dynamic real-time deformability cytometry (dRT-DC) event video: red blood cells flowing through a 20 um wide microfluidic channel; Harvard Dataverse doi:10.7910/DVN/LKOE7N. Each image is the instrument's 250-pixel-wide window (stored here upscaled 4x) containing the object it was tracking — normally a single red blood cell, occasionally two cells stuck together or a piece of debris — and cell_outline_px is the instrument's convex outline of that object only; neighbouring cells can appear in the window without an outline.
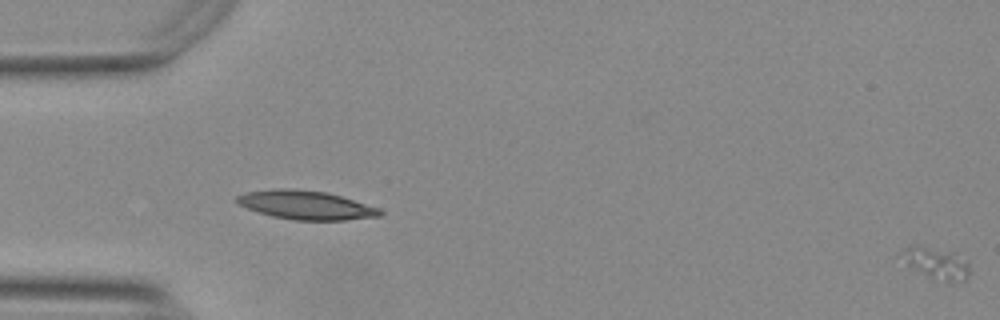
{"species": "Egyptian fruit bat (a non-hibernating species)", "species_latin": "Rousettus aegyptiacus", "temperature_condition": "warm", "stored_images_in_passage": 12, "segment_of_instrument_passage": [2, 2], "camera_frame_rate_fps": 3000, "um_per_image_px": 0.085, "animal": {"sex": "female"}, "frame": {"image": 1, "passage_image": 12, "time_ms": 3.667, "image_size_px": [1000, 320], "cell_outline_px": [[968, 276], [964, 280], [944, 280], [924, 276], [908, 264], [904, 252], [908, 248], [924, 248], [956, 252], [968, 260]], "centroid_in_image_um": [79.73, 22.41], "position_along_channel_um": 5.3, "area_um2": 11.44}}